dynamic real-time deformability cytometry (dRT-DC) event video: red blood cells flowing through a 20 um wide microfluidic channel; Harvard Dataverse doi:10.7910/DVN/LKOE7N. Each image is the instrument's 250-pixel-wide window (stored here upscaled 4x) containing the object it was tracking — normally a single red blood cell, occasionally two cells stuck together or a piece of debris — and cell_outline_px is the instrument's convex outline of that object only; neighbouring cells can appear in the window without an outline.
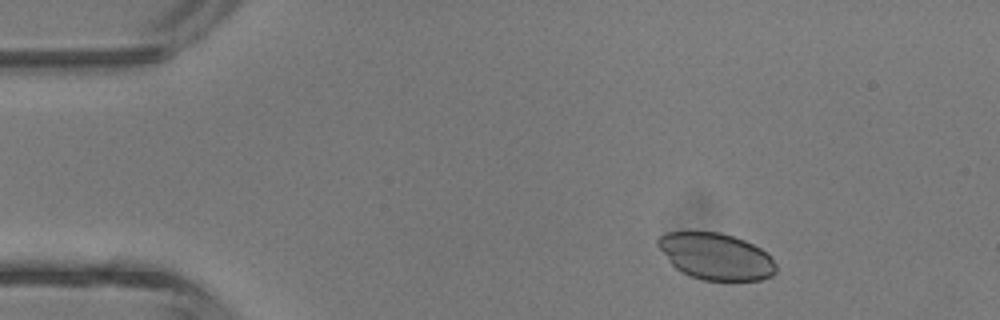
{"species": "common noctule bat (a hibernating species)", "species_latin": "Nyctalus noctula", "temperature_condition": "room temperature", "stored_images_in_passage": 7, "camera_frame_rate_fps": 3000, "um_per_image_px": 0.085, "animal": {"sex": "male", "body_mass_g": 13.3}, "frame": {"image": 1, "passage_image": 5, "time_ms": 1.333, "image_size_px": [1000, 320], "cell_outline_px": [[776, 272], [772, 276], [760, 280], [704, 280], [680, 272], [668, 260], [656, 244], [656, 240], [664, 232], [720, 232], [744, 240], [760, 248], [776, 264]], "centroid_in_image_um": [60.82, 21.79], "position_along_channel_um": 24.2, "area_um2": 31.85}}